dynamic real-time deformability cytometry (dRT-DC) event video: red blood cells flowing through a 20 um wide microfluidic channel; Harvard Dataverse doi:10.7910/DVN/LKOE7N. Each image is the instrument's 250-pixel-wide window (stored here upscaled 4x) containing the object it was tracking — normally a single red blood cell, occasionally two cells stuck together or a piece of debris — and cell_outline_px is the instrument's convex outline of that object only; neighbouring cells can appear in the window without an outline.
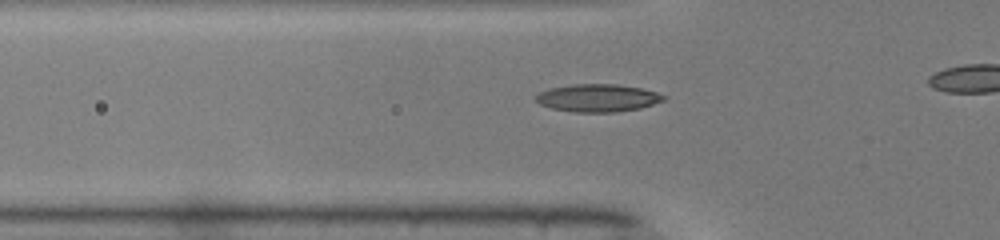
{"species": "common noctule bat (a hibernating species)", "species_latin": "Nyctalus noctula", "temperature_condition": "warm", "stored_images_in_passage": 40, "camera_frame_rate_fps": 3000, "um_per_image_px": 0.085, "animal": {"sex": "male", "body_mass_g": 19.0, "forearm_length_mm": 50.8}, "frame": {"image": 1, "passage_image": 16, "time_ms": 5.0, "image_size_px": [1000, 240], "cell_outline_px": [[668, 96], [664, 100], [640, 108], [616, 112], [576, 112], [552, 108], [540, 104], [536, 100], [536, 96], [540, 92], [548, 88], [576, 84], [616, 84], [640, 88], [656, 92]], "centroid_in_image_um": [50.82, 8.32], "position_along_channel_um": 75.0, "area_um2": 20.46}}
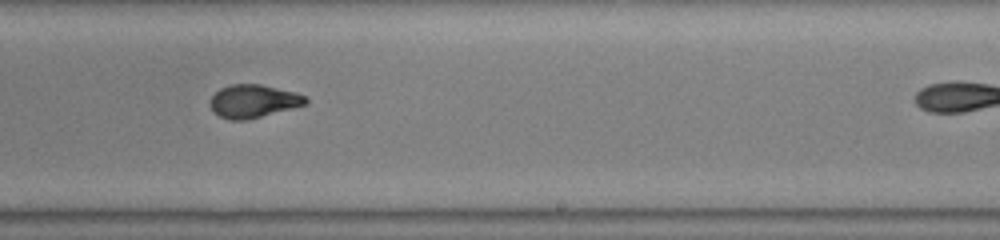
{"frame": {"image": 2, "passage_image": 30, "time_ms": 9.667, "image_size_px": [1000, 240], "cell_outline_px": [[308, 100], [304, 104], [292, 108], [248, 120], [228, 120], [220, 116], [208, 104], [208, 100], [220, 88], [232, 84], [260, 84], [292, 92], [304, 96]], "centroid_in_image_um": [21.47, 8.61], "position_along_channel_um": 267.5, "area_um2": 18.15}}
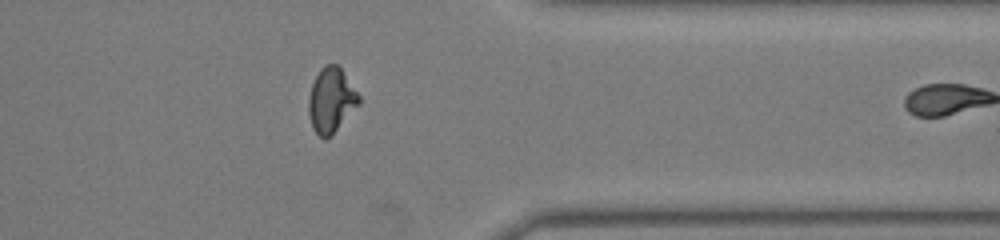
{"frame": {"image": 3, "passage_image": 39, "time_ms": 12.667, "image_size_px": [1000, 240], "cell_outline_px": [[360, 104], [332, 136], [324, 140], [312, 128], [308, 112], [308, 100], [312, 84], [320, 68], [324, 64], [336, 64], [340, 68], [360, 96]], "centroid_in_image_um": [28.15, 8.55], "position_along_channel_um": 383.3, "area_um2": 19.07}}